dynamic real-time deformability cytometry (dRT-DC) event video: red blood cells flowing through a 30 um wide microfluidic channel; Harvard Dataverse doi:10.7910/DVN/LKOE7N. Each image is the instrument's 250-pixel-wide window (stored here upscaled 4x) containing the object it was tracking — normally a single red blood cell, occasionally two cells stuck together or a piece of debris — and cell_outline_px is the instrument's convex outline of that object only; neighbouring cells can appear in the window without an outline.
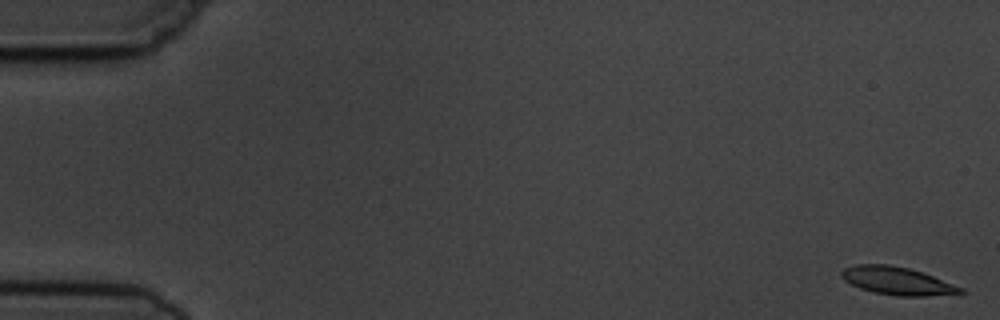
{"species": "common noctule bat (a hibernating species)", "species_latin": "Nyctalus noctula", "temperature_condition": "cold", "stored_images_in_passage": 6, "camera_frame_rate_fps": 3000, "um_per_image_px": 0.085, "animal": {"sex": "male", "body_mass_g": 19.5, "forearm_length_mm": 54.6}, "frame": {"image": 1, "passage_image": 1, "time_ms": 0.0, "image_size_px": [1000, 320], "cell_outline_px": [[964, 292], [924, 296], [900, 296], [876, 292], [860, 288], [844, 280], [840, 276], [840, 272], [844, 268], [856, 264], [888, 264], [908, 268], [932, 276], [964, 288]], "centroid_in_image_um": [76.21, 23.86], "position_along_channel_um": 8.8, "area_um2": 18.96}}
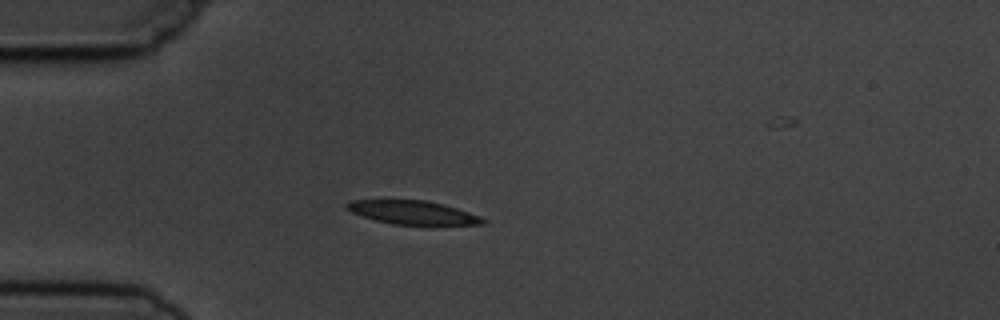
{"frame": {"image": 2, "passage_image": 5, "time_ms": 4.667, "image_size_px": [1000, 320], "cell_outline_px": [[488, 224], [436, 228], [424, 228], [392, 224], [376, 220], [352, 212], [344, 208], [344, 204], [348, 200], [424, 200], [444, 204], [480, 216], [488, 220]], "centroid_in_image_um": [35.22, 18.14], "position_along_channel_um": 49.8, "area_um2": 20.11}}